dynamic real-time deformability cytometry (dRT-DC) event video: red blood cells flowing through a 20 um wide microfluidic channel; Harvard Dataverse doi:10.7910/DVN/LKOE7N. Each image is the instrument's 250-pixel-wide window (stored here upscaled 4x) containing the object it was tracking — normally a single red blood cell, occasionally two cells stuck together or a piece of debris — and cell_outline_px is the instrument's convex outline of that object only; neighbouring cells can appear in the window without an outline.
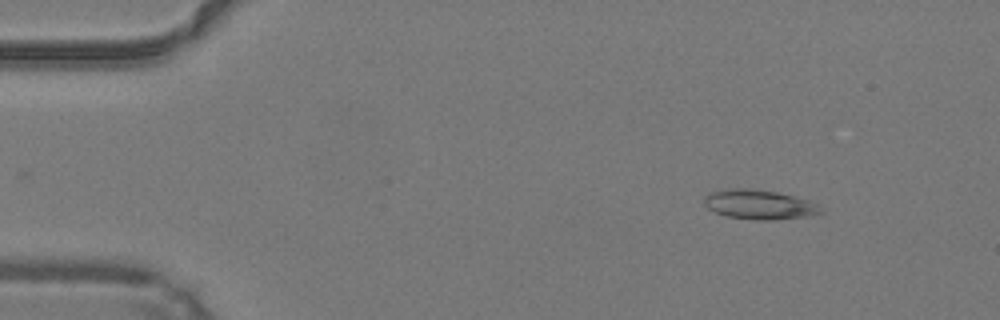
{"species": "common noctule bat (a hibernating species)", "species_latin": "Nyctalus noctula", "temperature_condition": "warm", "stored_images_in_passage": 43, "camera_frame_rate_fps": 3000, "um_per_image_px": 0.085, "animal": {"sex": "male", "body_mass_g": 19.2, "forearm_length_mm": 51.8}, "frame": {"image": 1, "passage_image": 6, "time_ms": 1.667, "image_size_px": [1000, 320], "cell_outline_px": [[824, 212], [812, 216], [776, 220], [752, 220], [728, 216], [716, 212], [708, 208], [704, 204], [704, 196], [712, 192], [728, 188], [748, 188], [776, 192], [808, 200], [816, 204]], "centroid_in_image_um": [64.55, 17.4], "position_along_channel_um": 20.5, "area_um2": 20.06}}
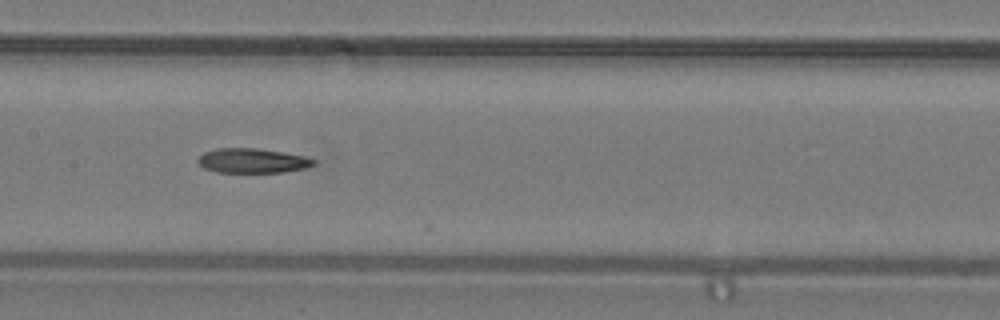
{"frame": {"image": 2, "passage_image": 24, "time_ms": 7.667, "image_size_px": [1000, 320], "cell_outline_px": [[316, 164], [308, 168], [284, 172], [216, 172], [204, 168], [196, 160], [204, 152], [216, 148], [256, 148], [304, 156], [316, 160]], "centroid_in_image_um": [21.47, 13.66], "position_along_channel_um": 185.9, "area_um2": 16.59}}
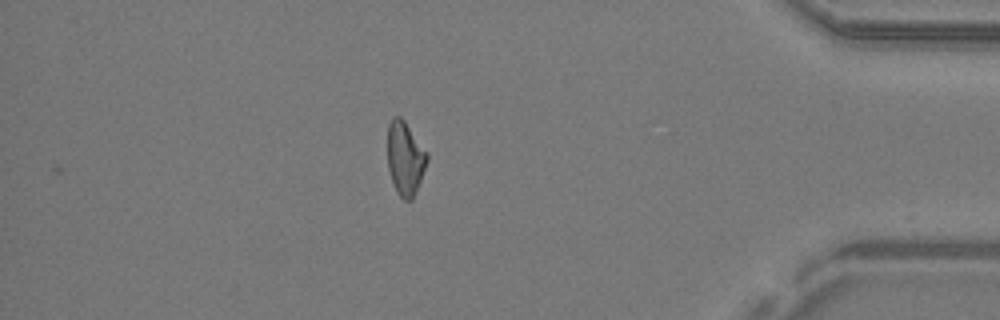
{"frame": {"image": 3, "passage_image": 42, "time_ms": 13.667, "image_size_px": [1000, 320], "cell_outline_px": [[428, 160], [412, 200], [404, 200], [396, 192], [388, 168], [388, 124], [392, 116], [400, 116], [404, 120], [428, 152]], "centroid_in_image_um": [34.44, 13.43], "position_along_channel_um": 400.8, "area_um2": 16.94}, "authors_computed_cell_mechanics": {"area_um2": 17.8602, "velocity_mm_per_s": 4.2542, "shape_relaxation_time_tau1_ms": null, "shape_relaxation_time_tau2_ms": 8.7095, "deformation_change_tau1": null, "deformation_change_tau2": 0.2089}}